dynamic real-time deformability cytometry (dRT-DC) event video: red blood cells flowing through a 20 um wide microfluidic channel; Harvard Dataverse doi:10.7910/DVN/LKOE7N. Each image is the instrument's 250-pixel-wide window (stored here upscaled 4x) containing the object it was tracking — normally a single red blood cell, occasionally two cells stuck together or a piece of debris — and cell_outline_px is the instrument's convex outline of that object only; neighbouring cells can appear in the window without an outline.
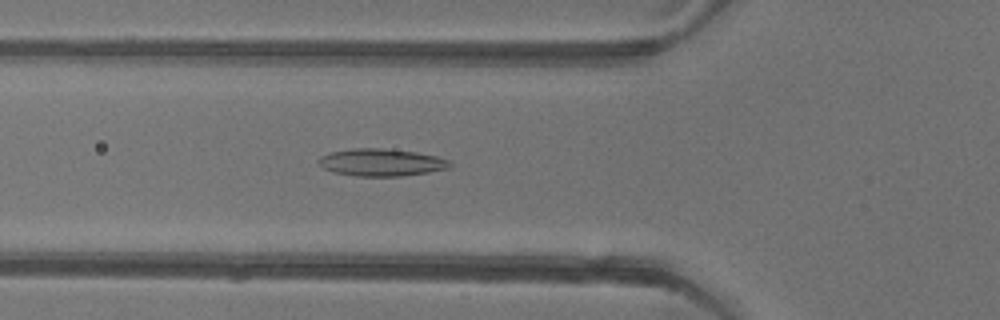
{"species": "common noctule bat (a hibernating species)", "species_latin": "Nyctalus noctula", "temperature_condition": "warm", "stored_images_in_passage": 46, "camera_frame_rate_fps": 3000, "um_per_image_px": 0.085, "animal": {"sex": "female"}, "frame": {"image": 1, "passage_image": 12, "time_ms": 3.667, "image_size_px": [1000, 320], "cell_outline_px": [[452, 164], [448, 168], [428, 172], [400, 176], [352, 176], [332, 172], [324, 168], [316, 160], [320, 156], [332, 152], [352, 148], [384, 148], [416, 152], [436, 156], [448, 160]], "centroid_in_image_um": [32.37, 13.8], "position_along_channel_um": 93.4, "area_um2": 20.92}}
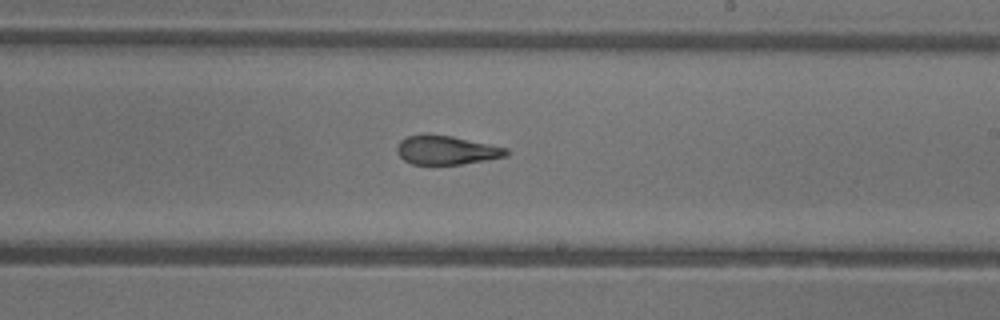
{"frame": {"image": 2, "passage_image": 24, "time_ms": 7.667, "image_size_px": [1000, 320], "cell_outline_px": [[512, 152], [508, 156], [460, 164], [412, 164], [404, 160], [396, 152], [396, 148], [400, 140], [408, 136], [424, 132], [452, 136], [508, 148]], "centroid_in_image_um": [37.93, 12.74], "position_along_channel_um": 251.1, "area_um2": 18.67}}
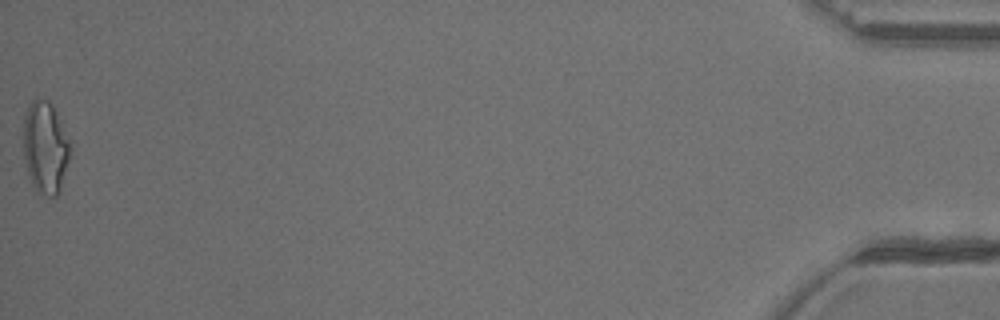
{"frame": {"image": 3, "passage_image": 46, "time_ms": 15.0, "image_size_px": [1000, 320], "cell_outline_px": [[72, 148], [60, 192], [56, 196], [48, 196], [36, 192], [32, 184], [28, 172], [24, 156], [24, 116], [28, 104], [36, 96], [48, 100], [52, 104], [56, 112]], "centroid_in_image_um": [3.85, 12.52], "position_along_channel_um": 431.3, "area_um2": 25.26}, "authors_computed_cell_mechanics": {"area_um2": 20.2878, "velocity_mm_per_s": 3.9258, "shape_relaxation_time_tau1_ms": 10.4096, "shape_relaxation_time_tau2_ms": 1.8235, "deformation_change_tau1": 0.2875, "deformation_change_tau2": 0.1142}}